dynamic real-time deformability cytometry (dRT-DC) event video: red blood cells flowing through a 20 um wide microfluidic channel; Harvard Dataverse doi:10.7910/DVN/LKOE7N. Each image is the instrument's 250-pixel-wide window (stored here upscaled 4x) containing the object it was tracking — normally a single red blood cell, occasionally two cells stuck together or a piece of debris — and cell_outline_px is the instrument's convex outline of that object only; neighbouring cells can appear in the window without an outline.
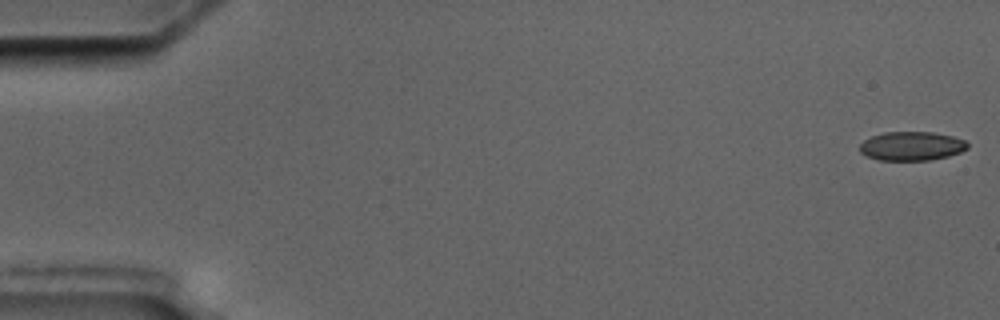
{"species": "common noctule bat (a hibernating species)", "species_latin": "Nyctalus noctula", "temperature_condition": "cold", "stored_images_in_passage": 6, "camera_frame_rate_fps": 3000, "um_per_image_px": 0.085, "animal": {"sex": "male", "body_mass_g": 17.5, "forearm_length_mm": 52.3}, "frame": {"image": 1, "passage_image": 1, "time_ms": 0.0, "image_size_px": [1000, 320], "cell_outline_px": [[968, 148], [960, 152], [948, 156], [928, 160], [880, 160], [868, 156], [860, 152], [860, 144], [864, 140], [872, 136], [884, 132], [932, 132], [952, 136], [964, 140], [968, 144]], "centroid_in_image_um": [77.49, 12.41], "position_along_channel_um": 7.5, "area_um2": 18.03}}
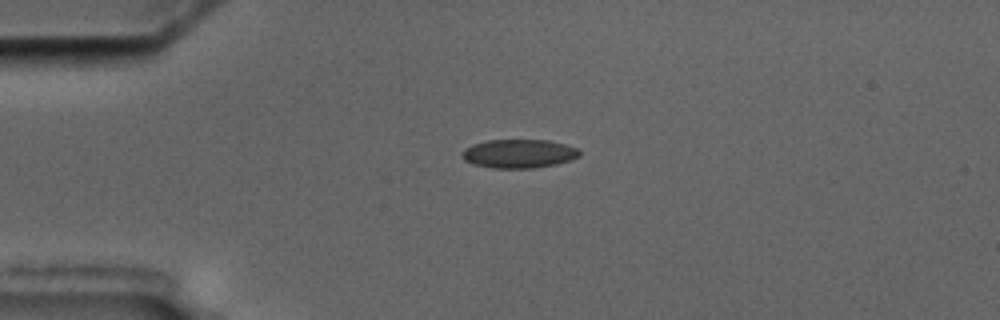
{"frame": {"image": 2, "passage_image": 4, "time_ms": 4.333, "image_size_px": [1000, 320], "cell_outline_px": [[580, 156], [556, 164], [536, 168], [492, 168], [472, 164], [464, 160], [460, 156], [460, 152], [464, 148], [472, 144], [488, 140], [548, 140], [580, 148]], "centroid_in_image_um": [44.06, 13.06], "position_along_channel_um": 40.9, "area_um2": 19.88}}
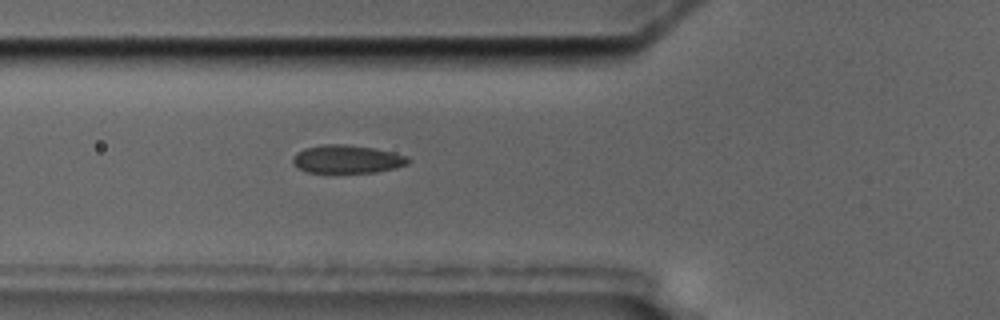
{"frame": {"image": 3, "passage_image": 6, "time_ms": 6.667, "image_size_px": [1000, 320], "cell_outline_px": [[412, 160], [408, 164], [376, 172], [308, 172], [292, 164], [292, 156], [296, 152], [304, 148], [320, 144], [348, 144], [376, 148], [408, 156]], "centroid_in_image_um": [29.49, 13.5], "position_along_channel_um": 96.3, "area_um2": 19.07}}